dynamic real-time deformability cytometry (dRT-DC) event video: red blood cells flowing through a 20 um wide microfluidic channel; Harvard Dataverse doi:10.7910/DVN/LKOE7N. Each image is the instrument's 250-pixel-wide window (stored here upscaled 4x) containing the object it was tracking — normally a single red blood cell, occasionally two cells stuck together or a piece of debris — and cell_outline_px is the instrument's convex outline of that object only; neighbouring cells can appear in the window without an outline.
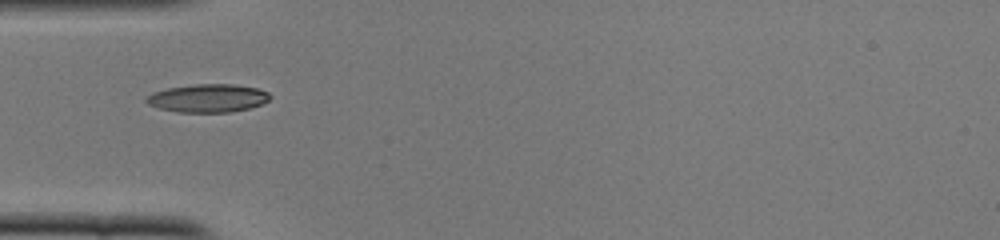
{"species": "common noctule bat (a hibernating species)", "species_latin": "Nyctalus noctula", "temperature_condition": "cold", "stored_images_in_passage": 36, "camera_frame_rate_fps": 3000, "um_per_image_px": 0.085, "animal": {"sex": "female", "body_mass_g": 22.0, "forearm_length_mm": 56.7}, "frame": {"image": 1, "passage_image": 1, "time_ms": 0.0, "image_size_px": [1000, 240], "cell_outline_px": [[272, 96], [268, 100], [260, 104], [248, 108], [228, 112], [176, 112], [160, 108], [148, 104], [144, 100], [144, 96], [152, 92], [168, 88], [196, 84], [232, 84], [256, 88], [268, 92]], "centroid_in_image_um": [17.62, 8.34], "position_along_channel_um": 67.4, "area_um2": 20.23}}
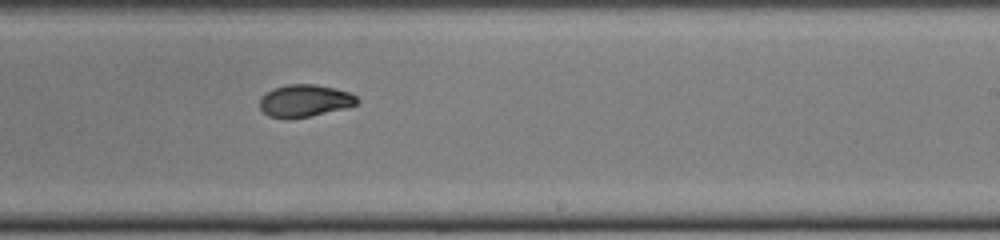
{"frame": {"image": 2, "passage_image": 16, "time_ms": 5.0, "image_size_px": [1000, 240], "cell_outline_px": [[360, 100], [356, 104], [344, 108], [308, 116], [288, 120], [284, 120], [268, 116], [260, 108], [260, 96], [272, 88], [288, 84], [316, 84], [336, 88], [348, 92], [356, 96]], "centroid_in_image_um": [25.85, 8.56], "position_along_channel_um": 263.1, "area_um2": 18.5}}
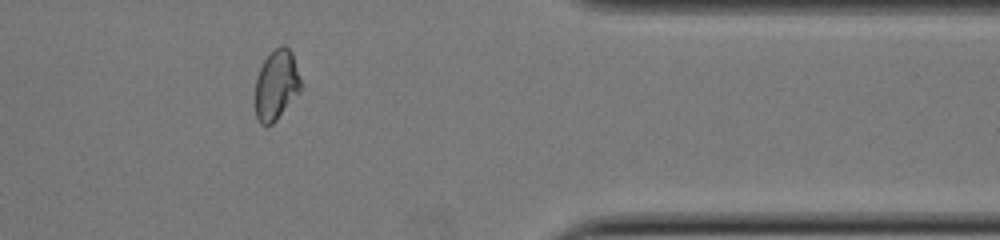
{"frame": {"image": 3, "passage_image": 27, "time_ms": 8.667, "image_size_px": [1000, 240], "cell_outline_px": [[300, 92], [276, 120], [272, 124], [260, 124], [256, 116], [256, 76], [264, 60], [280, 44], [284, 44], [292, 52], [300, 80]], "centroid_in_image_um": [23.48, 7.22], "position_along_channel_um": 387.9, "area_um2": 18.32}, "authors_computed_cell_mechanics": {"area_um2": 18.8717, "velocity_mm_per_s": 3.9227, "shape_relaxation_time_tau1_ms": 3.3883, "shape_relaxation_time_tau2_ms": 2.0194, "deformation_change_tau1": 0.1656, "deformation_change_tau2": 0.0598}}